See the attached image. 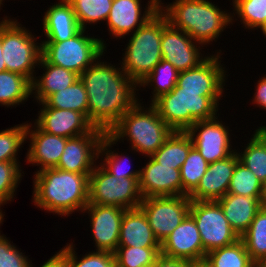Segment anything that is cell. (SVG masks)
<instances>
[{
  "mask_svg": "<svg viewBox=\"0 0 266 267\" xmlns=\"http://www.w3.org/2000/svg\"><path fill=\"white\" fill-rule=\"evenodd\" d=\"M3 4H5V3H2V1L0 0V11H1V5H2V7H3Z\"/></svg>",
  "mask_w": 266,
  "mask_h": 267,
  "instance_id": "db71d44e",
  "label": "cell"
},
{
  "mask_svg": "<svg viewBox=\"0 0 266 267\" xmlns=\"http://www.w3.org/2000/svg\"><path fill=\"white\" fill-rule=\"evenodd\" d=\"M246 145V146H245ZM243 150H236L239 162L266 187V126H257Z\"/></svg>",
  "mask_w": 266,
  "mask_h": 267,
  "instance_id": "4316f807",
  "label": "cell"
},
{
  "mask_svg": "<svg viewBox=\"0 0 266 267\" xmlns=\"http://www.w3.org/2000/svg\"><path fill=\"white\" fill-rule=\"evenodd\" d=\"M143 103L139 100L107 133L116 142L129 141L131 153L138 152L146 158L152 156L164 144L173 130L159 116L152 104H147V107Z\"/></svg>",
  "mask_w": 266,
  "mask_h": 267,
  "instance_id": "277c9868",
  "label": "cell"
},
{
  "mask_svg": "<svg viewBox=\"0 0 266 267\" xmlns=\"http://www.w3.org/2000/svg\"><path fill=\"white\" fill-rule=\"evenodd\" d=\"M21 162H0V205L13 201L18 185L25 176Z\"/></svg>",
  "mask_w": 266,
  "mask_h": 267,
  "instance_id": "b9f144b4",
  "label": "cell"
},
{
  "mask_svg": "<svg viewBox=\"0 0 266 267\" xmlns=\"http://www.w3.org/2000/svg\"><path fill=\"white\" fill-rule=\"evenodd\" d=\"M129 36L119 63L128 77L139 84L162 60V12L159 10Z\"/></svg>",
  "mask_w": 266,
  "mask_h": 267,
  "instance_id": "8992f818",
  "label": "cell"
},
{
  "mask_svg": "<svg viewBox=\"0 0 266 267\" xmlns=\"http://www.w3.org/2000/svg\"><path fill=\"white\" fill-rule=\"evenodd\" d=\"M42 15L45 40L41 42H61L75 36L80 30L71 4L67 0H58Z\"/></svg>",
  "mask_w": 266,
  "mask_h": 267,
  "instance_id": "603a6c76",
  "label": "cell"
},
{
  "mask_svg": "<svg viewBox=\"0 0 266 267\" xmlns=\"http://www.w3.org/2000/svg\"><path fill=\"white\" fill-rule=\"evenodd\" d=\"M126 209L117 206L88 203L82 213L88 214L94 247L100 251L114 252L119 243L121 221Z\"/></svg>",
  "mask_w": 266,
  "mask_h": 267,
  "instance_id": "e0dca14e",
  "label": "cell"
},
{
  "mask_svg": "<svg viewBox=\"0 0 266 267\" xmlns=\"http://www.w3.org/2000/svg\"><path fill=\"white\" fill-rule=\"evenodd\" d=\"M190 205L188 196H161L143 198L139 208L147 217L155 237L162 243L189 214Z\"/></svg>",
  "mask_w": 266,
  "mask_h": 267,
  "instance_id": "8fae6325",
  "label": "cell"
},
{
  "mask_svg": "<svg viewBox=\"0 0 266 267\" xmlns=\"http://www.w3.org/2000/svg\"><path fill=\"white\" fill-rule=\"evenodd\" d=\"M118 246L161 247L147 217L139 207L125 210L121 221Z\"/></svg>",
  "mask_w": 266,
  "mask_h": 267,
  "instance_id": "484cf974",
  "label": "cell"
},
{
  "mask_svg": "<svg viewBox=\"0 0 266 267\" xmlns=\"http://www.w3.org/2000/svg\"><path fill=\"white\" fill-rule=\"evenodd\" d=\"M189 214L195 220L201 236L204 260L208 252L231 245L240 239L230 227L217 201L191 200Z\"/></svg>",
  "mask_w": 266,
  "mask_h": 267,
  "instance_id": "30bf717a",
  "label": "cell"
},
{
  "mask_svg": "<svg viewBox=\"0 0 266 267\" xmlns=\"http://www.w3.org/2000/svg\"><path fill=\"white\" fill-rule=\"evenodd\" d=\"M67 139L48 134L42 131L34 122L28 123L27 121L26 141L29 140V148H27L25 157L27 161L25 160V162L28 165L39 166L36 172L56 167L64 152Z\"/></svg>",
  "mask_w": 266,
  "mask_h": 267,
  "instance_id": "ffe728a7",
  "label": "cell"
},
{
  "mask_svg": "<svg viewBox=\"0 0 266 267\" xmlns=\"http://www.w3.org/2000/svg\"><path fill=\"white\" fill-rule=\"evenodd\" d=\"M81 29L75 36L61 42H41V56L53 65L69 69L81 75L107 50L106 41L89 36ZM86 34V35H85Z\"/></svg>",
  "mask_w": 266,
  "mask_h": 267,
  "instance_id": "ba28073f",
  "label": "cell"
},
{
  "mask_svg": "<svg viewBox=\"0 0 266 267\" xmlns=\"http://www.w3.org/2000/svg\"><path fill=\"white\" fill-rule=\"evenodd\" d=\"M219 116L218 114L211 119L196 121L186 131L192 139L193 147L208 164L228 158L237 148L232 145V130Z\"/></svg>",
  "mask_w": 266,
  "mask_h": 267,
  "instance_id": "7c38bea8",
  "label": "cell"
},
{
  "mask_svg": "<svg viewBox=\"0 0 266 267\" xmlns=\"http://www.w3.org/2000/svg\"><path fill=\"white\" fill-rule=\"evenodd\" d=\"M9 18H11V16H4V18L0 21V72L6 71V65L2 53V22L7 21Z\"/></svg>",
  "mask_w": 266,
  "mask_h": 267,
  "instance_id": "7dc6e473",
  "label": "cell"
},
{
  "mask_svg": "<svg viewBox=\"0 0 266 267\" xmlns=\"http://www.w3.org/2000/svg\"><path fill=\"white\" fill-rule=\"evenodd\" d=\"M106 52L80 75V80L88 96V120L107 133L139 102L140 95L138 84L121 69L120 63L101 60Z\"/></svg>",
  "mask_w": 266,
  "mask_h": 267,
  "instance_id": "6da1fadb",
  "label": "cell"
},
{
  "mask_svg": "<svg viewBox=\"0 0 266 267\" xmlns=\"http://www.w3.org/2000/svg\"><path fill=\"white\" fill-rule=\"evenodd\" d=\"M240 239L256 264L266 257V208L264 206L257 212Z\"/></svg>",
  "mask_w": 266,
  "mask_h": 267,
  "instance_id": "e575fe53",
  "label": "cell"
},
{
  "mask_svg": "<svg viewBox=\"0 0 266 267\" xmlns=\"http://www.w3.org/2000/svg\"><path fill=\"white\" fill-rule=\"evenodd\" d=\"M140 169L139 190L142 198L161 196H182L180 170L173 166L160 165L148 156Z\"/></svg>",
  "mask_w": 266,
  "mask_h": 267,
  "instance_id": "d6986e66",
  "label": "cell"
},
{
  "mask_svg": "<svg viewBox=\"0 0 266 267\" xmlns=\"http://www.w3.org/2000/svg\"><path fill=\"white\" fill-rule=\"evenodd\" d=\"M194 267H208L206 264L204 263H194Z\"/></svg>",
  "mask_w": 266,
  "mask_h": 267,
  "instance_id": "f907efd6",
  "label": "cell"
},
{
  "mask_svg": "<svg viewBox=\"0 0 266 267\" xmlns=\"http://www.w3.org/2000/svg\"><path fill=\"white\" fill-rule=\"evenodd\" d=\"M257 84V85H256ZM255 92L253 95L252 103L253 106L266 110V74L263 77H259L257 83H255Z\"/></svg>",
  "mask_w": 266,
  "mask_h": 267,
  "instance_id": "ee69618b",
  "label": "cell"
},
{
  "mask_svg": "<svg viewBox=\"0 0 266 267\" xmlns=\"http://www.w3.org/2000/svg\"><path fill=\"white\" fill-rule=\"evenodd\" d=\"M33 122L44 132L64 138H73L89 133L94 125L80 112L69 109L40 107Z\"/></svg>",
  "mask_w": 266,
  "mask_h": 267,
  "instance_id": "44dd1931",
  "label": "cell"
},
{
  "mask_svg": "<svg viewBox=\"0 0 266 267\" xmlns=\"http://www.w3.org/2000/svg\"><path fill=\"white\" fill-rule=\"evenodd\" d=\"M0 231V267H30L31 260Z\"/></svg>",
  "mask_w": 266,
  "mask_h": 267,
  "instance_id": "7bdbcfd3",
  "label": "cell"
},
{
  "mask_svg": "<svg viewBox=\"0 0 266 267\" xmlns=\"http://www.w3.org/2000/svg\"><path fill=\"white\" fill-rule=\"evenodd\" d=\"M89 175L46 168L33 175L32 202L37 208L61 217L82 213L89 198Z\"/></svg>",
  "mask_w": 266,
  "mask_h": 267,
  "instance_id": "7a4b0ae2",
  "label": "cell"
},
{
  "mask_svg": "<svg viewBox=\"0 0 266 267\" xmlns=\"http://www.w3.org/2000/svg\"><path fill=\"white\" fill-rule=\"evenodd\" d=\"M228 193L249 197H264L265 186L247 167L238 162L231 177Z\"/></svg>",
  "mask_w": 266,
  "mask_h": 267,
  "instance_id": "ab89813d",
  "label": "cell"
},
{
  "mask_svg": "<svg viewBox=\"0 0 266 267\" xmlns=\"http://www.w3.org/2000/svg\"><path fill=\"white\" fill-rule=\"evenodd\" d=\"M32 98V82L20 74L0 72V105L16 108ZM13 106V107H12Z\"/></svg>",
  "mask_w": 266,
  "mask_h": 267,
  "instance_id": "f1b7e54d",
  "label": "cell"
},
{
  "mask_svg": "<svg viewBox=\"0 0 266 267\" xmlns=\"http://www.w3.org/2000/svg\"><path fill=\"white\" fill-rule=\"evenodd\" d=\"M152 267H194V263L182 259L169 258L160 254Z\"/></svg>",
  "mask_w": 266,
  "mask_h": 267,
  "instance_id": "f6af8a7d",
  "label": "cell"
},
{
  "mask_svg": "<svg viewBox=\"0 0 266 267\" xmlns=\"http://www.w3.org/2000/svg\"><path fill=\"white\" fill-rule=\"evenodd\" d=\"M192 147V139L186 131H173L151 157L160 165L173 166V169L180 170Z\"/></svg>",
  "mask_w": 266,
  "mask_h": 267,
  "instance_id": "83f0119b",
  "label": "cell"
},
{
  "mask_svg": "<svg viewBox=\"0 0 266 267\" xmlns=\"http://www.w3.org/2000/svg\"><path fill=\"white\" fill-rule=\"evenodd\" d=\"M256 267H266V257L261 259L257 264Z\"/></svg>",
  "mask_w": 266,
  "mask_h": 267,
  "instance_id": "681fc988",
  "label": "cell"
},
{
  "mask_svg": "<svg viewBox=\"0 0 266 267\" xmlns=\"http://www.w3.org/2000/svg\"><path fill=\"white\" fill-rule=\"evenodd\" d=\"M27 121L0 130V162H19L18 152L26 143Z\"/></svg>",
  "mask_w": 266,
  "mask_h": 267,
  "instance_id": "60d3db41",
  "label": "cell"
},
{
  "mask_svg": "<svg viewBox=\"0 0 266 267\" xmlns=\"http://www.w3.org/2000/svg\"><path fill=\"white\" fill-rule=\"evenodd\" d=\"M221 53L222 50H215L214 54H209L197 67L179 72L176 87L180 91L225 92L229 72L225 64H221V56L224 55Z\"/></svg>",
  "mask_w": 266,
  "mask_h": 267,
  "instance_id": "9a60e30c",
  "label": "cell"
},
{
  "mask_svg": "<svg viewBox=\"0 0 266 267\" xmlns=\"http://www.w3.org/2000/svg\"><path fill=\"white\" fill-rule=\"evenodd\" d=\"M32 261L30 267H34L32 265ZM40 267H69L67 263L66 256L59 250L58 252L54 253L47 261L43 263Z\"/></svg>",
  "mask_w": 266,
  "mask_h": 267,
  "instance_id": "bcb514c9",
  "label": "cell"
},
{
  "mask_svg": "<svg viewBox=\"0 0 266 267\" xmlns=\"http://www.w3.org/2000/svg\"><path fill=\"white\" fill-rule=\"evenodd\" d=\"M141 1L113 0L109 16L105 22L110 37L113 36L112 38H116V41L125 38L130 33H134L160 10V0H148L146 5H142Z\"/></svg>",
  "mask_w": 266,
  "mask_h": 267,
  "instance_id": "5bb4252c",
  "label": "cell"
},
{
  "mask_svg": "<svg viewBox=\"0 0 266 267\" xmlns=\"http://www.w3.org/2000/svg\"><path fill=\"white\" fill-rule=\"evenodd\" d=\"M203 263L208 267H256L241 239L208 252Z\"/></svg>",
  "mask_w": 266,
  "mask_h": 267,
  "instance_id": "d6a6232c",
  "label": "cell"
},
{
  "mask_svg": "<svg viewBox=\"0 0 266 267\" xmlns=\"http://www.w3.org/2000/svg\"><path fill=\"white\" fill-rule=\"evenodd\" d=\"M75 13L81 29H89V25L106 22L113 0H67ZM88 25V27H87Z\"/></svg>",
  "mask_w": 266,
  "mask_h": 267,
  "instance_id": "d590c367",
  "label": "cell"
},
{
  "mask_svg": "<svg viewBox=\"0 0 266 267\" xmlns=\"http://www.w3.org/2000/svg\"><path fill=\"white\" fill-rule=\"evenodd\" d=\"M74 247L75 244L70 242L60 249L66 256L69 267H116L113 252L92 250L81 255L80 258Z\"/></svg>",
  "mask_w": 266,
  "mask_h": 267,
  "instance_id": "f35d334b",
  "label": "cell"
},
{
  "mask_svg": "<svg viewBox=\"0 0 266 267\" xmlns=\"http://www.w3.org/2000/svg\"><path fill=\"white\" fill-rule=\"evenodd\" d=\"M1 207H2V206L0 205V225H1V224L3 225L4 219H5V218H4V216H5L4 213H5V212L3 211V210H4L3 208L1 209ZM0 227H1V226H0Z\"/></svg>",
  "mask_w": 266,
  "mask_h": 267,
  "instance_id": "c3c4849f",
  "label": "cell"
},
{
  "mask_svg": "<svg viewBox=\"0 0 266 267\" xmlns=\"http://www.w3.org/2000/svg\"><path fill=\"white\" fill-rule=\"evenodd\" d=\"M161 247L118 246L113 252L116 267H152Z\"/></svg>",
  "mask_w": 266,
  "mask_h": 267,
  "instance_id": "8d00e7d4",
  "label": "cell"
},
{
  "mask_svg": "<svg viewBox=\"0 0 266 267\" xmlns=\"http://www.w3.org/2000/svg\"><path fill=\"white\" fill-rule=\"evenodd\" d=\"M263 206L266 208V187H265V196H264Z\"/></svg>",
  "mask_w": 266,
  "mask_h": 267,
  "instance_id": "f5cc1de1",
  "label": "cell"
},
{
  "mask_svg": "<svg viewBox=\"0 0 266 267\" xmlns=\"http://www.w3.org/2000/svg\"><path fill=\"white\" fill-rule=\"evenodd\" d=\"M105 131L94 127L89 133L68 138L56 168L79 174H91L98 163V151Z\"/></svg>",
  "mask_w": 266,
  "mask_h": 267,
  "instance_id": "2e32d148",
  "label": "cell"
},
{
  "mask_svg": "<svg viewBox=\"0 0 266 267\" xmlns=\"http://www.w3.org/2000/svg\"><path fill=\"white\" fill-rule=\"evenodd\" d=\"M224 92L180 91L176 86L152 105L173 131H187L196 121L207 120L219 114Z\"/></svg>",
  "mask_w": 266,
  "mask_h": 267,
  "instance_id": "5b68a950",
  "label": "cell"
},
{
  "mask_svg": "<svg viewBox=\"0 0 266 267\" xmlns=\"http://www.w3.org/2000/svg\"><path fill=\"white\" fill-rule=\"evenodd\" d=\"M114 144L118 145L117 143L108 133L102 138L99 151H98V161L99 163L112 175L116 177H123V178H139L140 177V168L139 170L131 169L132 166H128L126 168L128 159L131 158V155L128 156L127 152H117L113 149ZM125 153V154H124ZM104 156V157H103ZM130 157V158H129ZM129 162V161H128ZM130 164V162H129ZM132 165V164H130ZM131 169V170H130Z\"/></svg>",
  "mask_w": 266,
  "mask_h": 267,
  "instance_id": "f546056e",
  "label": "cell"
},
{
  "mask_svg": "<svg viewBox=\"0 0 266 267\" xmlns=\"http://www.w3.org/2000/svg\"><path fill=\"white\" fill-rule=\"evenodd\" d=\"M160 11L175 28L187 33L195 42L207 48L221 38L222 32L231 25V12L209 0H174L164 5L160 0ZM207 45V46H206Z\"/></svg>",
  "mask_w": 266,
  "mask_h": 267,
  "instance_id": "3957f363",
  "label": "cell"
},
{
  "mask_svg": "<svg viewBox=\"0 0 266 267\" xmlns=\"http://www.w3.org/2000/svg\"><path fill=\"white\" fill-rule=\"evenodd\" d=\"M160 254L195 264L204 262L201 236L190 214L162 241Z\"/></svg>",
  "mask_w": 266,
  "mask_h": 267,
  "instance_id": "ac0fdd59",
  "label": "cell"
},
{
  "mask_svg": "<svg viewBox=\"0 0 266 267\" xmlns=\"http://www.w3.org/2000/svg\"><path fill=\"white\" fill-rule=\"evenodd\" d=\"M203 45L195 42L187 33L173 27L162 13V59L175 66L178 72L197 67L210 53H201Z\"/></svg>",
  "mask_w": 266,
  "mask_h": 267,
  "instance_id": "4fadbf2b",
  "label": "cell"
},
{
  "mask_svg": "<svg viewBox=\"0 0 266 267\" xmlns=\"http://www.w3.org/2000/svg\"><path fill=\"white\" fill-rule=\"evenodd\" d=\"M179 72L175 69V66L170 62L162 59L154 66L151 73L144 78L139 84V90L141 87H145L143 90L152 89L149 101L152 104L160 96L169 93L177 85ZM152 87V88H150Z\"/></svg>",
  "mask_w": 266,
  "mask_h": 267,
  "instance_id": "1f68e13d",
  "label": "cell"
},
{
  "mask_svg": "<svg viewBox=\"0 0 266 267\" xmlns=\"http://www.w3.org/2000/svg\"><path fill=\"white\" fill-rule=\"evenodd\" d=\"M260 32H262L263 36L266 38V24L263 26Z\"/></svg>",
  "mask_w": 266,
  "mask_h": 267,
  "instance_id": "816d5d0a",
  "label": "cell"
},
{
  "mask_svg": "<svg viewBox=\"0 0 266 267\" xmlns=\"http://www.w3.org/2000/svg\"><path fill=\"white\" fill-rule=\"evenodd\" d=\"M264 197H249L227 193L217 200L230 227L240 237L263 206Z\"/></svg>",
  "mask_w": 266,
  "mask_h": 267,
  "instance_id": "cb8c5ba5",
  "label": "cell"
},
{
  "mask_svg": "<svg viewBox=\"0 0 266 267\" xmlns=\"http://www.w3.org/2000/svg\"><path fill=\"white\" fill-rule=\"evenodd\" d=\"M139 178H123L110 174L98 161L89 175L88 203L138 208L142 202Z\"/></svg>",
  "mask_w": 266,
  "mask_h": 267,
  "instance_id": "9c48e42d",
  "label": "cell"
},
{
  "mask_svg": "<svg viewBox=\"0 0 266 267\" xmlns=\"http://www.w3.org/2000/svg\"><path fill=\"white\" fill-rule=\"evenodd\" d=\"M83 82L79 79L66 89L51 94L40 107L69 109L83 113L88 118V98Z\"/></svg>",
  "mask_w": 266,
  "mask_h": 267,
  "instance_id": "4dcf8cb0",
  "label": "cell"
},
{
  "mask_svg": "<svg viewBox=\"0 0 266 267\" xmlns=\"http://www.w3.org/2000/svg\"><path fill=\"white\" fill-rule=\"evenodd\" d=\"M239 162L237 153L208 165L197 188L188 196L193 201H217L228 193L231 177Z\"/></svg>",
  "mask_w": 266,
  "mask_h": 267,
  "instance_id": "7402d4cb",
  "label": "cell"
},
{
  "mask_svg": "<svg viewBox=\"0 0 266 267\" xmlns=\"http://www.w3.org/2000/svg\"><path fill=\"white\" fill-rule=\"evenodd\" d=\"M231 5L234 11L231 12V25L240 19L244 29L254 31L266 24V0H232Z\"/></svg>",
  "mask_w": 266,
  "mask_h": 267,
  "instance_id": "836d02e7",
  "label": "cell"
},
{
  "mask_svg": "<svg viewBox=\"0 0 266 267\" xmlns=\"http://www.w3.org/2000/svg\"><path fill=\"white\" fill-rule=\"evenodd\" d=\"M37 68H44V73L35 76L32 81V98L36 103L44 102L51 94L66 89L80 79L77 73L48 63L42 56Z\"/></svg>",
  "mask_w": 266,
  "mask_h": 267,
  "instance_id": "d4e9b609",
  "label": "cell"
},
{
  "mask_svg": "<svg viewBox=\"0 0 266 267\" xmlns=\"http://www.w3.org/2000/svg\"><path fill=\"white\" fill-rule=\"evenodd\" d=\"M37 36L24 27L18 19L2 22V53L6 71L27 77L31 82L42 53V43Z\"/></svg>",
  "mask_w": 266,
  "mask_h": 267,
  "instance_id": "52a82bcc",
  "label": "cell"
},
{
  "mask_svg": "<svg viewBox=\"0 0 266 267\" xmlns=\"http://www.w3.org/2000/svg\"><path fill=\"white\" fill-rule=\"evenodd\" d=\"M208 165L198 150L192 147L187 159L180 167L182 196H189L197 188L202 176L208 169Z\"/></svg>",
  "mask_w": 266,
  "mask_h": 267,
  "instance_id": "74e56055",
  "label": "cell"
}]
</instances>
